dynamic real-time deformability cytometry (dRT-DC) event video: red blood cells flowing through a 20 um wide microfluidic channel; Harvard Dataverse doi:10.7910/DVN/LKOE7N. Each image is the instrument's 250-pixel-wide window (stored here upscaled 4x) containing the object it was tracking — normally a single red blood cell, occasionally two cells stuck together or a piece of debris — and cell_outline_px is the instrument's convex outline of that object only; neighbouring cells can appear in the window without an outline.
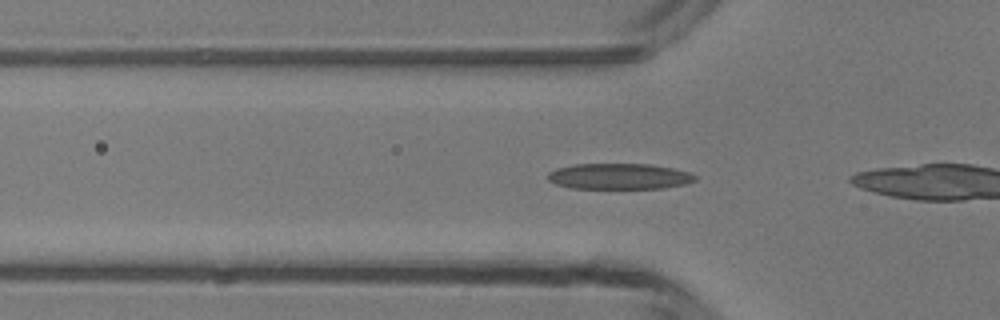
{"species": "common noctule bat (a hibernating species)", "species_latin": "Nyctalus noctula", "temperature_condition": "room temperature", "stored_images_in_passage": 14, "camera_frame_rate_fps": 3000, "um_per_image_px": 0.085, "animal": {"sex": "male", "body_mass_g": 13.3}, "frame": {"image": 1, "passage_image": 13, "time_ms": 4.0, "image_size_px": [1000, 320], "cell_outline_px": [[696, 180], [684, 184], [664, 188], [572, 188], [556, 184], [548, 180], [548, 172], [556, 168], [572, 164], [648, 164], [672, 168], [688, 172], [696, 176]], "centroid_in_image_um": [52.6, 14.98], "position_along_channel_um": 73.2, "area_um2": 22.08}}